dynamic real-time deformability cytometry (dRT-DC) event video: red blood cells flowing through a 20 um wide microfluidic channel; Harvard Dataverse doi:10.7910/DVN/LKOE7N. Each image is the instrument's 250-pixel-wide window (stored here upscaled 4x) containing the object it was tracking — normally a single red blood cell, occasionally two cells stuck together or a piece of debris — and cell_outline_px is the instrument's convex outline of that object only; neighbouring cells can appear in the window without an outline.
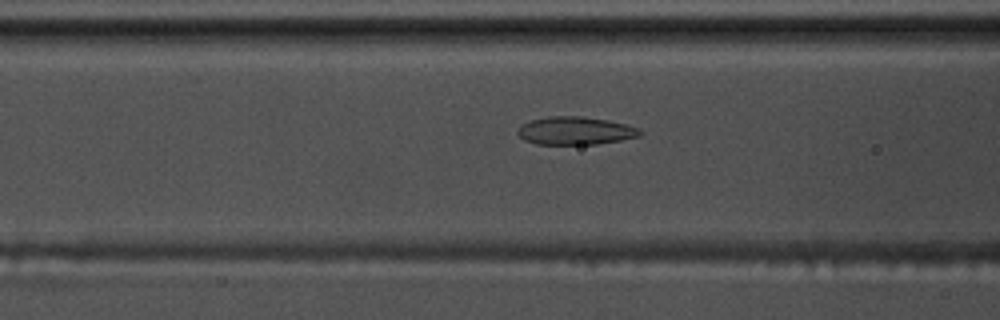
{"species": "common noctule bat (a hibernating species)", "species_latin": "Nyctalus noctula", "temperature_condition": "warm", "stored_images_in_passage": 52, "camera_frame_rate_fps": 3000, "um_per_image_px": 0.085, "animal": {"sex": "male", "body_mass_g": 17.5, "forearm_length_mm": 52.3}, "frame": {"image": 1, "passage_image": 17, "time_ms": 5.333, "image_size_px": [1000, 320], "cell_outline_px": [[640, 136], [620, 140], [596, 144], [536, 144], [524, 140], [516, 132], [520, 124], [532, 120], [548, 116], [584, 116], [608, 120], [640, 128]], "centroid_in_image_um": [48.87, 11.11], "position_along_channel_um": 117.7, "area_um2": 19.94}}
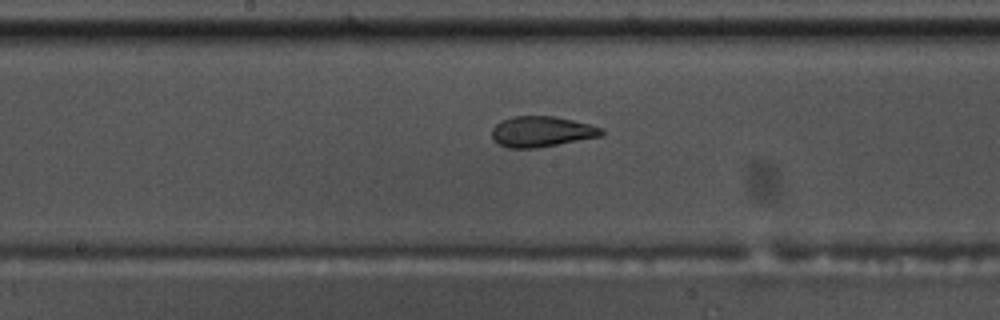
{"frame": {"image": 2, "passage_image": 24, "time_ms": 7.667, "image_size_px": [1000, 320], "cell_outline_px": [[604, 132], [600, 136], [536, 148], [508, 148], [492, 140], [492, 128], [500, 120], [512, 116], [556, 116], [604, 128]], "centroid_in_image_um": [45.99, 11.18], "position_along_channel_um": 202.2, "area_um2": 19.54}}
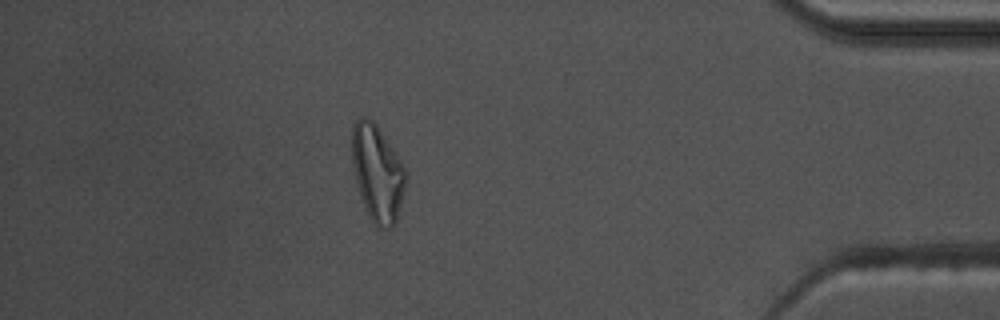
{"frame": {"image": 3, "passage_image": 45, "time_ms": 14.667, "image_size_px": [1000, 320], "cell_outline_px": [[408, 180], [396, 224], [392, 228], [380, 228], [372, 220], [360, 196], [352, 164], [352, 124], [360, 116], [364, 116], [372, 120], [392, 148], [408, 172]], "centroid_in_image_um": [32.11, 14.72], "position_along_channel_um": 403.1, "area_um2": 30.23}, "authors_computed_cell_mechanics": {"area_um2": 21.2993, "velocity_mm_per_s": 3.6182, "shape_relaxation_time_tau1_ms": 6.2376, "shape_relaxation_time_tau2_ms": 3.4146, "deformation_change_tau1": 0.1895, "deformation_change_tau2": 0.1312}}